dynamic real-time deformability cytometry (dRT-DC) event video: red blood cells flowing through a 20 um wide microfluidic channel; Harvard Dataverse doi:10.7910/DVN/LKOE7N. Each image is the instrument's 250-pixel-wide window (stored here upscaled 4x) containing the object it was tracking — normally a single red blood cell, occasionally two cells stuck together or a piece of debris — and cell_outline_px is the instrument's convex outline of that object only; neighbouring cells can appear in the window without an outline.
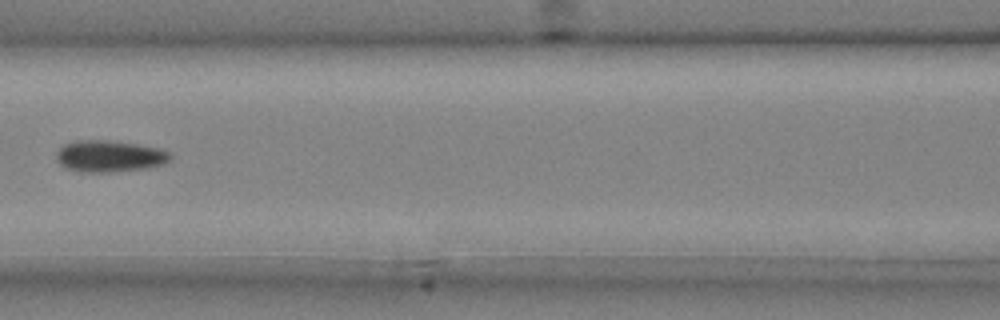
{"species": "common noctule bat (a hibernating species)", "species_latin": "Nyctalus noctula", "temperature_condition": "cold", "stored_images_in_passage": 6, "camera_frame_rate_fps": 3000, "um_per_image_px": 0.085, "animal": {"sex": "male", "body_mass_g": 20.4}, "frame": {"image": 1, "passage_image": 6, "time_ms": 1.667, "image_size_px": [1000, 320], "cell_outline_px": [[172, 160], [164, 164], [148, 168], [112, 172], [80, 172], [64, 168], [56, 160], [56, 152], [64, 144], [76, 140], [108, 140], [136, 144], [160, 148], [168, 152], [172, 156]], "centroid_in_image_um": [9.3, 13.28], "position_along_channel_um": 157.3, "area_um2": 21.27}}